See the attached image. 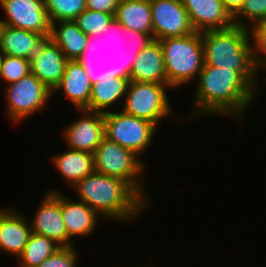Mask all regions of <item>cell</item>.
Masks as SVG:
<instances>
[{"mask_svg":"<svg viewBox=\"0 0 266 267\" xmlns=\"http://www.w3.org/2000/svg\"><path fill=\"white\" fill-rule=\"evenodd\" d=\"M193 96L197 116L224 115L242 119L243 112L256 99L258 92L235 70L203 65L197 77ZM196 116V117H195Z\"/></svg>","mask_w":266,"mask_h":267,"instance_id":"obj_1","label":"cell"},{"mask_svg":"<svg viewBox=\"0 0 266 267\" xmlns=\"http://www.w3.org/2000/svg\"><path fill=\"white\" fill-rule=\"evenodd\" d=\"M72 188L78 201L87 204L105 220L134 221L150 206L124 180L97 172L79 180Z\"/></svg>","mask_w":266,"mask_h":267,"instance_id":"obj_2","label":"cell"},{"mask_svg":"<svg viewBox=\"0 0 266 267\" xmlns=\"http://www.w3.org/2000/svg\"><path fill=\"white\" fill-rule=\"evenodd\" d=\"M204 64L237 71L258 93L259 69L252 57L248 28L233 25L228 29L202 32Z\"/></svg>","mask_w":266,"mask_h":267,"instance_id":"obj_3","label":"cell"},{"mask_svg":"<svg viewBox=\"0 0 266 267\" xmlns=\"http://www.w3.org/2000/svg\"><path fill=\"white\" fill-rule=\"evenodd\" d=\"M160 42L167 83L172 89L196 80L204 65L202 33L168 37Z\"/></svg>","mask_w":266,"mask_h":267,"instance_id":"obj_4","label":"cell"},{"mask_svg":"<svg viewBox=\"0 0 266 267\" xmlns=\"http://www.w3.org/2000/svg\"><path fill=\"white\" fill-rule=\"evenodd\" d=\"M93 159L95 172L124 180L148 204L151 202L143 182L146 164L134 152L105 137L95 149Z\"/></svg>","mask_w":266,"mask_h":267,"instance_id":"obj_5","label":"cell"},{"mask_svg":"<svg viewBox=\"0 0 266 267\" xmlns=\"http://www.w3.org/2000/svg\"><path fill=\"white\" fill-rule=\"evenodd\" d=\"M168 84L135 82L130 80L122 104V111L153 123L158 129L162 120L173 115L167 90Z\"/></svg>","mask_w":266,"mask_h":267,"instance_id":"obj_6","label":"cell"},{"mask_svg":"<svg viewBox=\"0 0 266 267\" xmlns=\"http://www.w3.org/2000/svg\"><path fill=\"white\" fill-rule=\"evenodd\" d=\"M105 137L141 157L151 146L157 127L133 115L109 111L104 114Z\"/></svg>","mask_w":266,"mask_h":267,"instance_id":"obj_7","label":"cell"},{"mask_svg":"<svg viewBox=\"0 0 266 267\" xmlns=\"http://www.w3.org/2000/svg\"><path fill=\"white\" fill-rule=\"evenodd\" d=\"M125 45V71L129 80L168 84L158 40H135Z\"/></svg>","mask_w":266,"mask_h":267,"instance_id":"obj_8","label":"cell"},{"mask_svg":"<svg viewBox=\"0 0 266 267\" xmlns=\"http://www.w3.org/2000/svg\"><path fill=\"white\" fill-rule=\"evenodd\" d=\"M6 113L11 123L20 124L35 112H41L52 97V91L31 72L5 87Z\"/></svg>","mask_w":266,"mask_h":267,"instance_id":"obj_9","label":"cell"},{"mask_svg":"<svg viewBox=\"0 0 266 267\" xmlns=\"http://www.w3.org/2000/svg\"><path fill=\"white\" fill-rule=\"evenodd\" d=\"M151 14L150 0H119L114 16V27L119 43L152 40Z\"/></svg>","mask_w":266,"mask_h":267,"instance_id":"obj_10","label":"cell"},{"mask_svg":"<svg viewBox=\"0 0 266 267\" xmlns=\"http://www.w3.org/2000/svg\"><path fill=\"white\" fill-rule=\"evenodd\" d=\"M122 45V43L117 45L111 41H92L76 59L85 69L91 85L100 80L105 81L108 78L117 77L125 70V45ZM101 50L106 51V53L110 51V59L108 56V59H106L103 55L105 52ZM113 53H115V56Z\"/></svg>","mask_w":266,"mask_h":267,"instance_id":"obj_11","label":"cell"},{"mask_svg":"<svg viewBox=\"0 0 266 267\" xmlns=\"http://www.w3.org/2000/svg\"><path fill=\"white\" fill-rule=\"evenodd\" d=\"M153 39L188 36L195 31L181 0H150Z\"/></svg>","mask_w":266,"mask_h":267,"instance_id":"obj_12","label":"cell"},{"mask_svg":"<svg viewBox=\"0 0 266 267\" xmlns=\"http://www.w3.org/2000/svg\"><path fill=\"white\" fill-rule=\"evenodd\" d=\"M4 25L50 36L51 22L45 0H0Z\"/></svg>","mask_w":266,"mask_h":267,"instance_id":"obj_13","label":"cell"},{"mask_svg":"<svg viewBox=\"0 0 266 267\" xmlns=\"http://www.w3.org/2000/svg\"><path fill=\"white\" fill-rule=\"evenodd\" d=\"M61 193L51 188L40 201L30 222L31 231L53 240L60 247L74 246L67 235L61 212Z\"/></svg>","mask_w":266,"mask_h":267,"instance_id":"obj_14","label":"cell"},{"mask_svg":"<svg viewBox=\"0 0 266 267\" xmlns=\"http://www.w3.org/2000/svg\"><path fill=\"white\" fill-rule=\"evenodd\" d=\"M77 111L82 116L63 127L61 136L68 148L93 154L105 138L104 114L85 109Z\"/></svg>","mask_w":266,"mask_h":267,"instance_id":"obj_15","label":"cell"},{"mask_svg":"<svg viewBox=\"0 0 266 267\" xmlns=\"http://www.w3.org/2000/svg\"><path fill=\"white\" fill-rule=\"evenodd\" d=\"M196 32L228 29L234 25L233 16L222 0H181Z\"/></svg>","mask_w":266,"mask_h":267,"instance_id":"obj_16","label":"cell"},{"mask_svg":"<svg viewBox=\"0 0 266 267\" xmlns=\"http://www.w3.org/2000/svg\"><path fill=\"white\" fill-rule=\"evenodd\" d=\"M21 214V215H20ZM32 233L30 222L16 208H0V251L17 258Z\"/></svg>","mask_w":266,"mask_h":267,"instance_id":"obj_17","label":"cell"},{"mask_svg":"<svg viewBox=\"0 0 266 267\" xmlns=\"http://www.w3.org/2000/svg\"><path fill=\"white\" fill-rule=\"evenodd\" d=\"M39 33L4 25L0 35V54L27 59L31 64L43 52Z\"/></svg>","mask_w":266,"mask_h":267,"instance_id":"obj_18","label":"cell"},{"mask_svg":"<svg viewBox=\"0 0 266 267\" xmlns=\"http://www.w3.org/2000/svg\"><path fill=\"white\" fill-rule=\"evenodd\" d=\"M61 212L70 240L75 236H91L90 234H93L97 230L98 219H103V217L84 202L76 201V199L72 200L63 194H61Z\"/></svg>","mask_w":266,"mask_h":267,"instance_id":"obj_19","label":"cell"},{"mask_svg":"<svg viewBox=\"0 0 266 267\" xmlns=\"http://www.w3.org/2000/svg\"><path fill=\"white\" fill-rule=\"evenodd\" d=\"M68 59L49 36L43 39V52L31 63V73L51 91L59 84Z\"/></svg>","mask_w":266,"mask_h":267,"instance_id":"obj_20","label":"cell"},{"mask_svg":"<svg viewBox=\"0 0 266 267\" xmlns=\"http://www.w3.org/2000/svg\"><path fill=\"white\" fill-rule=\"evenodd\" d=\"M92 85L85 69L77 60H68L59 84L53 89L61 92L77 109L89 105Z\"/></svg>","mask_w":266,"mask_h":267,"instance_id":"obj_21","label":"cell"},{"mask_svg":"<svg viewBox=\"0 0 266 267\" xmlns=\"http://www.w3.org/2000/svg\"><path fill=\"white\" fill-rule=\"evenodd\" d=\"M51 163L62 178L72 187L76 182L95 172L93 154L68 148L53 155Z\"/></svg>","mask_w":266,"mask_h":267,"instance_id":"obj_22","label":"cell"},{"mask_svg":"<svg viewBox=\"0 0 266 267\" xmlns=\"http://www.w3.org/2000/svg\"><path fill=\"white\" fill-rule=\"evenodd\" d=\"M129 81V77L124 70L117 77L96 82L92 85L89 105L85 110L103 114L108 113L109 107L125 98Z\"/></svg>","mask_w":266,"mask_h":267,"instance_id":"obj_23","label":"cell"},{"mask_svg":"<svg viewBox=\"0 0 266 267\" xmlns=\"http://www.w3.org/2000/svg\"><path fill=\"white\" fill-rule=\"evenodd\" d=\"M51 23L50 39L59 46L68 60H76L92 42L77 26L74 20Z\"/></svg>","mask_w":266,"mask_h":267,"instance_id":"obj_24","label":"cell"},{"mask_svg":"<svg viewBox=\"0 0 266 267\" xmlns=\"http://www.w3.org/2000/svg\"><path fill=\"white\" fill-rule=\"evenodd\" d=\"M74 21L92 41H111L119 45L111 14L85 9Z\"/></svg>","mask_w":266,"mask_h":267,"instance_id":"obj_25","label":"cell"},{"mask_svg":"<svg viewBox=\"0 0 266 267\" xmlns=\"http://www.w3.org/2000/svg\"><path fill=\"white\" fill-rule=\"evenodd\" d=\"M60 246L50 238L32 232L24 250L17 257L19 267H38L49 258Z\"/></svg>","mask_w":266,"mask_h":267,"instance_id":"obj_26","label":"cell"},{"mask_svg":"<svg viewBox=\"0 0 266 267\" xmlns=\"http://www.w3.org/2000/svg\"><path fill=\"white\" fill-rule=\"evenodd\" d=\"M45 7L51 23L75 20L86 9V0H45Z\"/></svg>","mask_w":266,"mask_h":267,"instance_id":"obj_27","label":"cell"},{"mask_svg":"<svg viewBox=\"0 0 266 267\" xmlns=\"http://www.w3.org/2000/svg\"><path fill=\"white\" fill-rule=\"evenodd\" d=\"M265 20L266 0H245L243 6L233 16L234 25L244 28H249L256 23ZM246 23H248V25Z\"/></svg>","mask_w":266,"mask_h":267,"instance_id":"obj_28","label":"cell"},{"mask_svg":"<svg viewBox=\"0 0 266 267\" xmlns=\"http://www.w3.org/2000/svg\"><path fill=\"white\" fill-rule=\"evenodd\" d=\"M31 72V64L27 59L1 55L0 79L5 80L8 85L18 82Z\"/></svg>","mask_w":266,"mask_h":267,"instance_id":"obj_29","label":"cell"},{"mask_svg":"<svg viewBox=\"0 0 266 267\" xmlns=\"http://www.w3.org/2000/svg\"><path fill=\"white\" fill-rule=\"evenodd\" d=\"M252 57L259 70L266 66V20L248 28Z\"/></svg>","mask_w":266,"mask_h":267,"instance_id":"obj_30","label":"cell"},{"mask_svg":"<svg viewBox=\"0 0 266 267\" xmlns=\"http://www.w3.org/2000/svg\"><path fill=\"white\" fill-rule=\"evenodd\" d=\"M79 258L75 246L59 247L38 267H77Z\"/></svg>","mask_w":266,"mask_h":267,"instance_id":"obj_31","label":"cell"},{"mask_svg":"<svg viewBox=\"0 0 266 267\" xmlns=\"http://www.w3.org/2000/svg\"><path fill=\"white\" fill-rule=\"evenodd\" d=\"M119 0H86V9L115 16Z\"/></svg>","mask_w":266,"mask_h":267,"instance_id":"obj_32","label":"cell"},{"mask_svg":"<svg viewBox=\"0 0 266 267\" xmlns=\"http://www.w3.org/2000/svg\"><path fill=\"white\" fill-rule=\"evenodd\" d=\"M225 8L234 16L243 6L245 0H222Z\"/></svg>","mask_w":266,"mask_h":267,"instance_id":"obj_33","label":"cell"},{"mask_svg":"<svg viewBox=\"0 0 266 267\" xmlns=\"http://www.w3.org/2000/svg\"><path fill=\"white\" fill-rule=\"evenodd\" d=\"M3 26H4V22L2 21V18H0V35H1Z\"/></svg>","mask_w":266,"mask_h":267,"instance_id":"obj_34","label":"cell"}]
</instances>
